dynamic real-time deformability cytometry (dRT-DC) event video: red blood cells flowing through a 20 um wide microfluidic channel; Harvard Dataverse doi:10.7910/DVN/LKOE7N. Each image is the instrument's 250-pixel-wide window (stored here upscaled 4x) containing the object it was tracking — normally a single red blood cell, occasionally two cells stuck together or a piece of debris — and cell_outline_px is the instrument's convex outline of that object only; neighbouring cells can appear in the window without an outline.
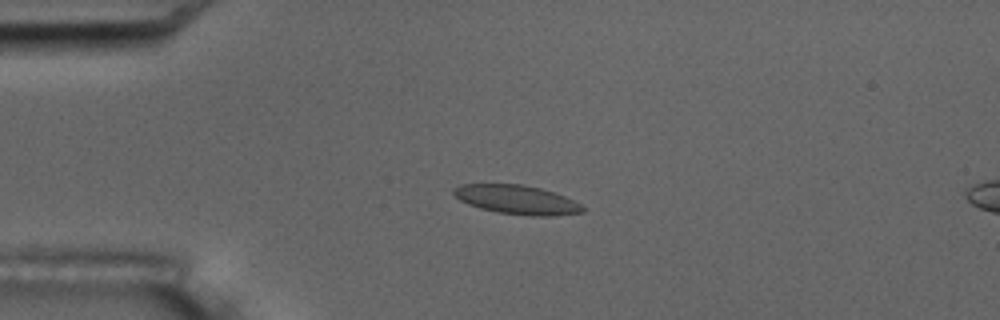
{"species": "common noctule bat (a hibernating species)", "species_latin": "Nyctalus noctula", "temperature_condition": "room temperature", "stored_images_in_passage": 5, "camera_frame_rate_fps": 3000, "um_per_image_px": 0.085, "animal": {"sex": "male", "body_mass_g": 17.5, "forearm_length_mm": 52.3}, "frame": {"image": 1, "passage_image": 3, "time_ms": 3.0, "image_size_px": [1000, 320], "cell_outline_px": [[588, 208], [584, 212], [552, 216], [532, 216], [496, 212], [480, 208], [468, 204], [460, 200], [452, 192], [452, 188], [460, 184], [520, 184], [540, 188], [564, 196]], "centroid_in_image_um": [43.93, 16.98], "position_along_channel_um": 41.1, "area_um2": 21.85}}